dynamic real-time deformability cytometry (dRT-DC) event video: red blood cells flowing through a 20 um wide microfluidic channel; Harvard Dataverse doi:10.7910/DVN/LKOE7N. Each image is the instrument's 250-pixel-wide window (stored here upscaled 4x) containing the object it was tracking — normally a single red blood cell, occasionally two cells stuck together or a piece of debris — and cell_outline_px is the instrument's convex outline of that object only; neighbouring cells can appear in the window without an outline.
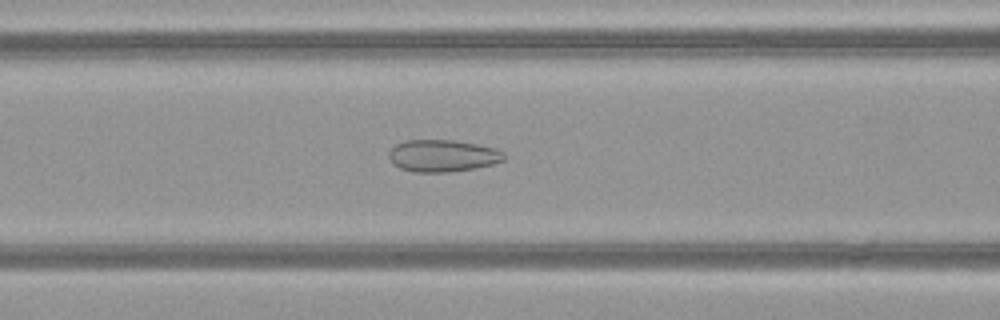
{"species": "common noctule bat (a hibernating species)", "species_latin": "Nyctalus noctula", "temperature_condition": "warm", "stored_images_in_passage": 43, "camera_frame_rate_fps": 3000, "um_per_image_px": 0.085, "animal": {"sex": "female", "body_mass_g": 21.9}, "frame": {"image": 1, "passage_image": 21, "time_ms": 6.667, "image_size_px": [1000, 320], "cell_outline_px": [[504, 160], [492, 164], [476, 168], [452, 172], [412, 172], [400, 168], [392, 164], [388, 156], [388, 152], [396, 144], [404, 140], [456, 140], [496, 148], [504, 152]], "centroid_in_image_um": [37.6, 13.24], "position_along_channel_um": 129.0, "area_um2": 21.73}}
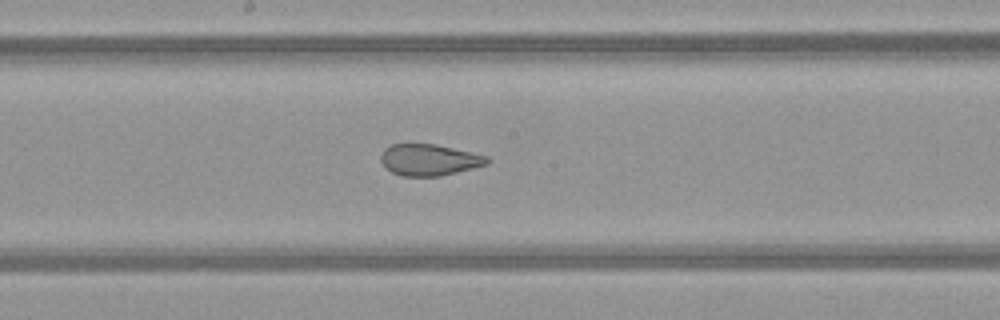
{"frame": {"image": 2, "passage_image": 27, "time_ms": 8.667, "image_size_px": [1000, 320], "cell_outline_px": [[492, 160], [488, 164], [440, 176], [400, 176], [384, 168], [380, 160], [380, 156], [384, 148], [392, 144], [436, 144], [488, 156]], "centroid_in_image_um": [36.46, 13.59], "position_along_channel_um": 211.7, "area_um2": 19.59}}
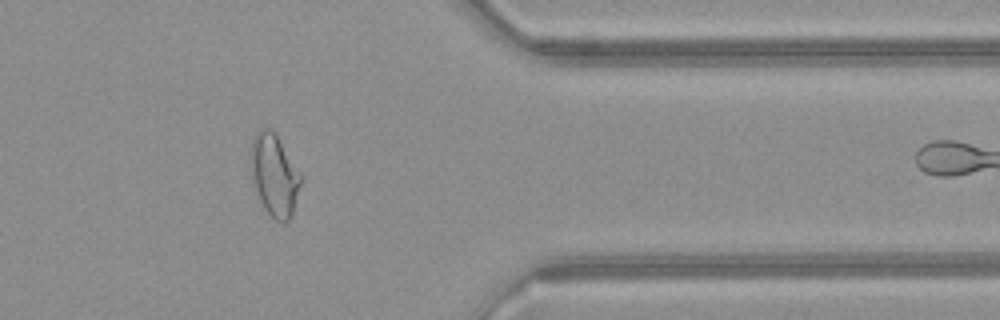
{"frame": {"image": 3, "passage_image": 41, "time_ms": 13.333, "image_size_px": [1000, 320], "cell_outline_px": [[304, 176], [292, 216], [284, 224], [276, 220], [264, 208], [260, 200], [252, 176], [252, 140], [256, 132], [260, 128], [272, 128], [276, 132]], "centroid_in_image_um": [23.39, 14.86], "position_along_channel_um": 388.0, "area_um2": 24.16}}